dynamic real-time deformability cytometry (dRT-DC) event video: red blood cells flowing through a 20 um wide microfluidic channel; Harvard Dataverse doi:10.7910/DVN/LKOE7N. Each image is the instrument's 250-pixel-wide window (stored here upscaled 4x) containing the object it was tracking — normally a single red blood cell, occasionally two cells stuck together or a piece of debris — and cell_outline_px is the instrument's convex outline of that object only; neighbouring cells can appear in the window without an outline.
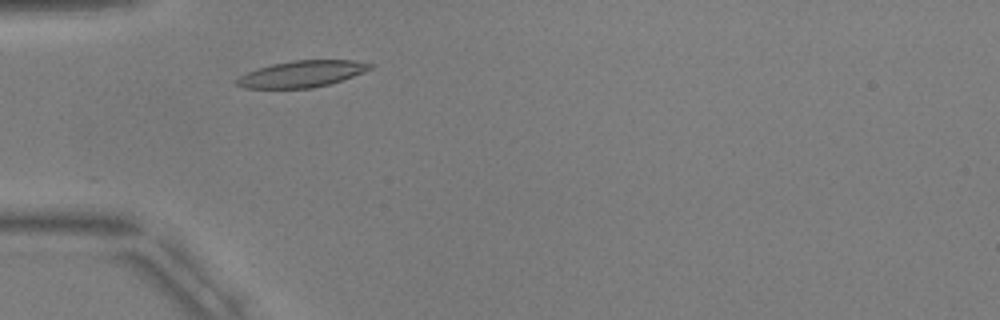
{"species": "common noctule bat (a hibernating species)", "species_latin": "Nyctalus noctula", "temperature_condition": "warm", "stored_images_in_passage": 43, "camera_frame_rate_fps": 3000, "um_per_image_px": 0.085, "animal": {"sex": "male", "body_mass_g": 17.9, "forearm_length_mm": 54.2}, "frame": {"image": 1, "passage_image": 6, "time_ms": 1.667, "image_size_px": [1000, 320], "cell_outline_px": [[372, 68], [364, 72], [328, 84], [312, 88], [244, 88], [236, 84], [236, 80], [240, 76], [248, 72], [272, 64], [292, 60], [352, 60], [372, 64]], "centroid_in_image_um": [25.65, 6.28], "position_along_channel_um": 59.4, "area_um2": 20.23}}
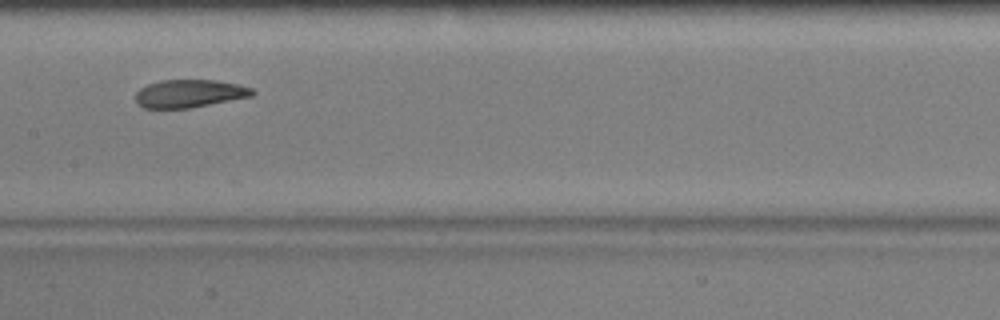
{"frame": {"image": 2, "passage_image": 17, "time_ms": 5.333, "image_size_px": [1000, 320], "cell_outline_px": [[256, 92], [252, 96], [188, 108], [144, 108], [136, 104], [136, 92], [140, 88], [148, 84], [160, 80], [216, 80], [236, 84], [252, 88]], "centroid_in_image_um": [16.07, 7.95], "position_along_channel_um": 191.3, "area_um2": 18.9}}
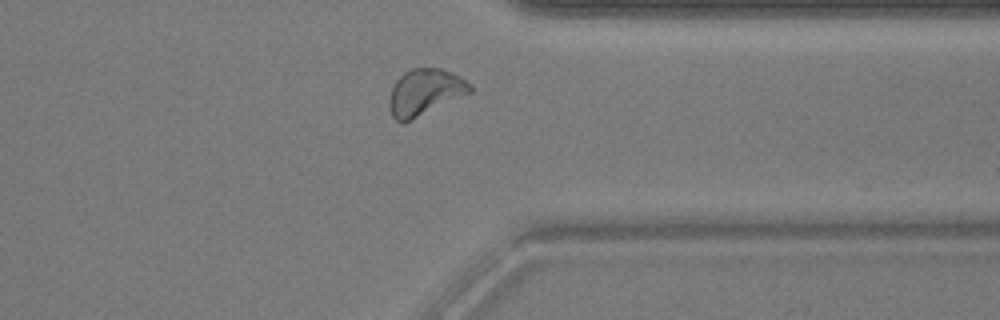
{"frame": {"image": 3, "passage_image": 32, "time_ms": 10.333, "image_size_px": [1000, 320], "cell_outline_px": [[472, 92], [404, 124], [400, 124], [392, 116], [388, 104], [388, 100], [392, 88], [396, 80], [404, 72], [412, 68], [440, 68], [452, 72], [460, 76], [472, 84]], "centroid_in_image_um": [36.11, 7.85], "position_along_channel_um": 375.3, "area_um2": 22.14}, "authors_computed_cell_mechanics": {"area_um2": 19.941, "velocity_mm_per_s": 3.7253, "shape_relaxation_time_tau1_ms": 5.6903, "shape_relaxation_time_tau2_ms": 1.624, "deformation_change_tau1": 0.1745, "deformation_change_tau2": 0.0843}}